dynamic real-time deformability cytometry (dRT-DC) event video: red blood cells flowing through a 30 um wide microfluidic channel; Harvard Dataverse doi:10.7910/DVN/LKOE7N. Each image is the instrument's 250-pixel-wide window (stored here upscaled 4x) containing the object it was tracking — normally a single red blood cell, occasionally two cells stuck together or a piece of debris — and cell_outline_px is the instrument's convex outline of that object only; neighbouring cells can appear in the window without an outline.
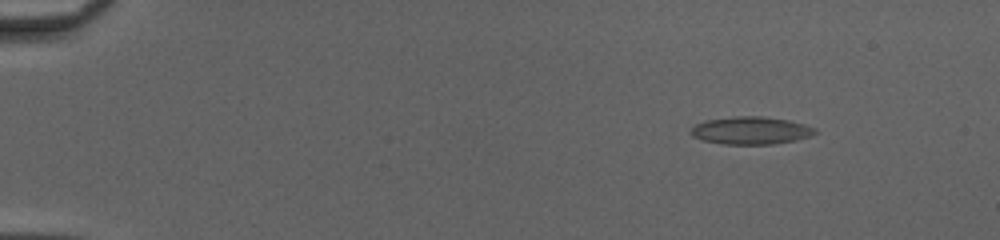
{"species": "common noctule bat (a hibernating species)", "species_latin": "Nyctalus noctula", "temperature_condition": "cold", "stored_images_in_passage": 52, "camera_frame_rate_fps": 3000, "um_per_image_px": 0.085, "animal": {"sex": "female", "body_mass_g": 20.0, "forearm_length_mm": 54.0}, "frame": {"image": 1, "passage_image": 7, "time_ms": 2.0, "image_size_px": [1000, 240], "cell_outline_px": [[820, 132], [796, 140], [772, 144], [724, 144], [704, 140], [692, 136], [688, 132], [696, 124], [704, 120], [736, 116], [764, 116], [788, 120], [804, 124], [816, 128]], "centroid_in_image_um": [63.83, 11.08], "position_along_channel_um": 21.2, "area_um2": 20.06}}
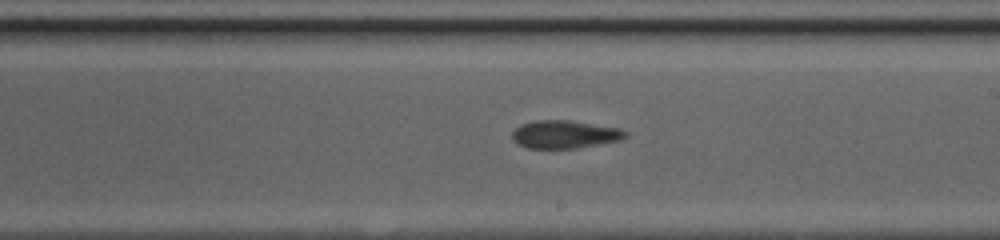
{"frame": {"image": 2, "passage_image": 32, "time_ms": 10.333, "image_size_px": [1000, 240], "cell_outline_px": [[628, 136], [620, 140], [576, 148], [524, 148], [516, 144], [512, 140], [512, 132], [520, 124], [536, 120], [568, 120], [620, 128], [628, 132]], "centroid_in_image_um": [47.97, 11.42], "position_along_channel_um": 241.0, "area_um2": 18.55}}
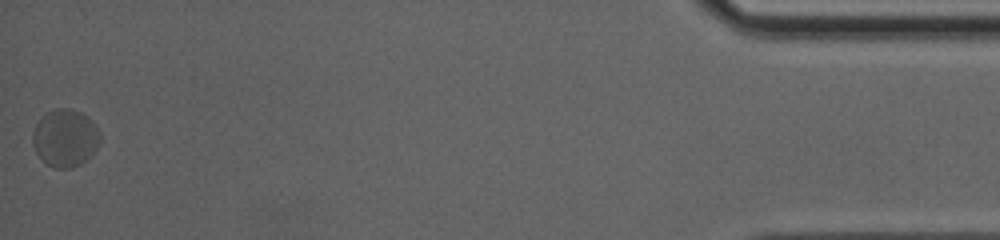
{"frame": {"image": 3, "passage_image": 52, "time_ms": 17.0, "image_size_px": [1000, 240], "cell_outline_px": [[100, 140], [96, 148], [80, 164], [72, 168], [56, 168], [48, 164], [36, 152], [32, 144], [32, 136], [36, 124], [48, 112], [56, 108], [68, 108], [80, 112], [88, 116], [92, 120], [100, 132]], "centroid_in_image_um": [5.54, 11.71], "position_along_channel_um": 429.7, "area_um2": 22.25}, "authors_computed_cell_mechanics": {"area_um2": 19.1029, "velocity_mm_per_s": 4.0796, "shape_relaxation_time_tau1_ms": 6.8584, "shape_relaxation_time_tau2_ms": 1.2581, "deformation_change_tau1": 0.1298, "deformation_change_tau2": 0.0606}}